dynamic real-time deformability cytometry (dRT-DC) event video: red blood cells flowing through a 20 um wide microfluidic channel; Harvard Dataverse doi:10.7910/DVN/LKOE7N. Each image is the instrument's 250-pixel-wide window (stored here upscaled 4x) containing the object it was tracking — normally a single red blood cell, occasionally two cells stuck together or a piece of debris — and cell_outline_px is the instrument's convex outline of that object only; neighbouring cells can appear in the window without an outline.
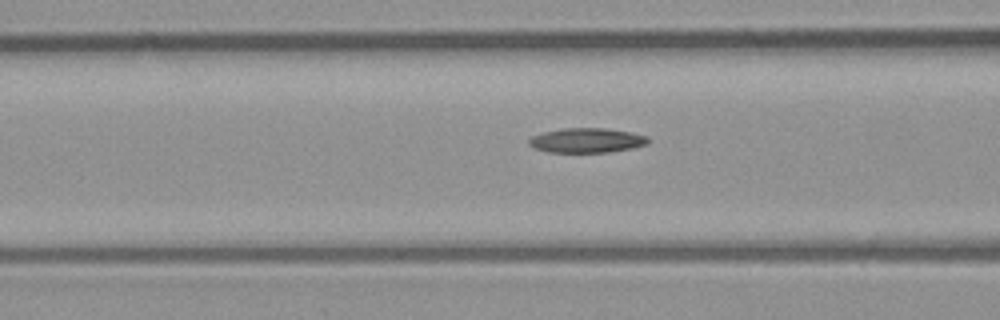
{"species": "common noctule bat (a hibernating species)", "species_latin": "Nyctalus noctula", "temperature_condition": "room temperature", "stored_images_in_passage": 6, "camera_frame_rate_fps": 3000, "um_per_image_px": 0.085, "animal": {"sex": "male", "body_mass_g": 23.1, "forearm_length_mm": 52.7}, "frame": {"image": 1, "passage_image": 6, "time_ms": 1.667, "image_size_px": [1000, 320], "cell_outline_px": [[648, 144], [632, 148], [608, 152], [548, 152], [536, 148], [528, 144], [528, 140], [532, 136], [544, 132], [564, 128], [604, 128], [628, 132], [648, 136]], "centroid_in_image_um": [49.87, 11.93], "position_along_channel_um": 116.7, "area_um2": 16.94}}